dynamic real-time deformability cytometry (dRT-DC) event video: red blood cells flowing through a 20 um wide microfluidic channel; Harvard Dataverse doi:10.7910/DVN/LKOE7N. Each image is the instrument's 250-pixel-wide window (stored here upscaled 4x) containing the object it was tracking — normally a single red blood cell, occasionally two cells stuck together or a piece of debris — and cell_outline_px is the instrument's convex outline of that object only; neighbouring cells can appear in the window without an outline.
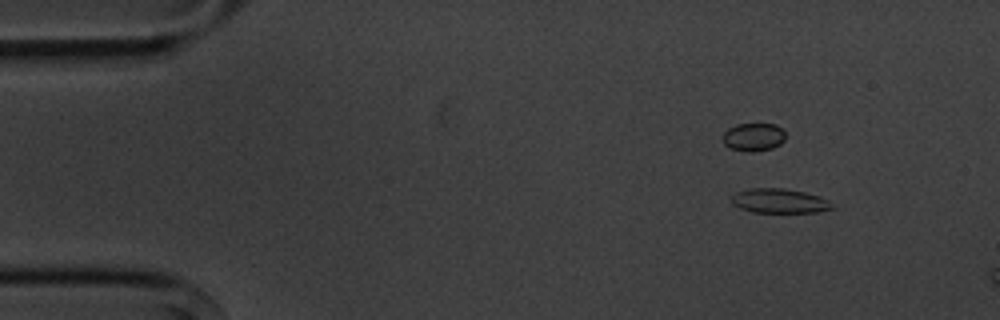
{"species": "common noctule bat (a hibernating species)", "species_latin": "Nyctalus noctula", "temperature_condition": "cold", "stored_images_in_passage": 4, "camera_frame_rate_fps": 3000, "um_per_image_px": 0.085, "animal": {"sex": "male", "body_mass_g": 20.1, "forearm_length_mm": 53.5}, "frame": {"image": 1, "passage_image": 2, "time_ms": 1.0, "image_size_px": [1000, 320], "cell_outline_px": [[836, 208], [816, 212], [752, 212], [740, 208], [732, 204], [732, 196], [736, 192], [748, 188], [784, 188], [804, 192], [820, 196], [828, 200]], "centroid_in_image_um": [66.26, 17.07], "position_along_channel_um": 18.7, "area_um2": 14.39}}